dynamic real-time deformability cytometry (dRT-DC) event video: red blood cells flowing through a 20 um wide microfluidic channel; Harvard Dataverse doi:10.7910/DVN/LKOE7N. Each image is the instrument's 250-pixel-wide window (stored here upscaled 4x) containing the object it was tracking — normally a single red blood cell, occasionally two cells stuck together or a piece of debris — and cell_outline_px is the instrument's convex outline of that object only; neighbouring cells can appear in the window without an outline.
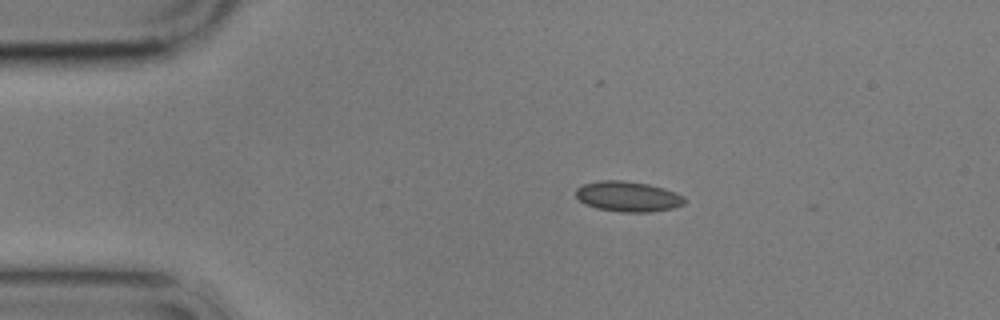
{"species": "common noctule bat (a hibernating species)", "species_latin": "Nyctalus noctula", "temperature_condition": "cold", "stored_images_in_passage": 2, "camera_frame_rate_fps": 3000, "um_per_image_px": 0.085, "animal": {"sex": "male", "body_mass_g": 17.9}, "frame": {"image": 1, "passage_image": 1, "time_ms": 0.0, "image_size_px": [1000, 320], "cell_outline_px": [[688, 200], [684, 204], [672, 208], [652, 212], [620, 212], [596, 208], [584, 204], [576, 196], [576, 188], [584, 184], [600, 180], [624, 180], [648, 184], [664, 188], [676, 192], [684, 196]], "centroid_in_image_um": [53.4, 16.7], "position_along_channel_um": 31.6, "area_um2": 19.42}}